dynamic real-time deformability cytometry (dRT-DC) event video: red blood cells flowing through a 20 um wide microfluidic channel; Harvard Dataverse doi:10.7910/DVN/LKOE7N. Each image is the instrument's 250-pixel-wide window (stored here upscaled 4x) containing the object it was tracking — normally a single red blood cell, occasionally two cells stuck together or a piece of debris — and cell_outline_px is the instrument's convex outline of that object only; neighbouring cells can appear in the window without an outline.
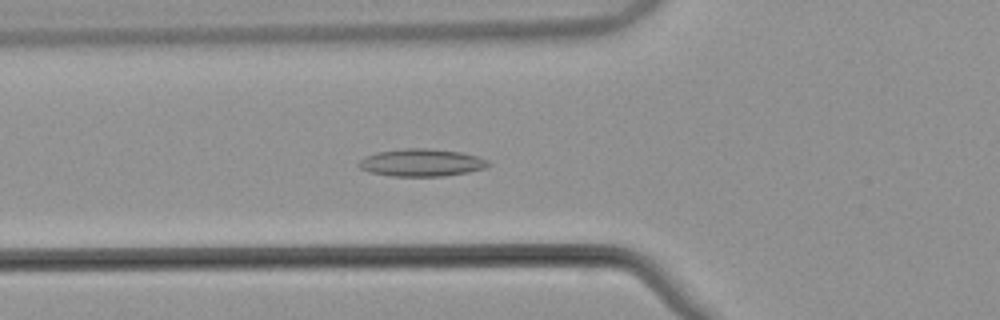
{"species": "common noctule bat (a hibernating species)", "species_latin": "Nyctalus noctula", "temperature_condition": "warm", "stored_images_in_passage": 54, "camera_frame_rate_fps": 3000, "um_per_image_px": 0.085, "animal": {"sex": "male", "body_mass_g": 21.5, "forearm_length_mm": 52.0}, "frame": {"image": 1, "passage_image": 20, "time_ms": 6.333, "image_size_px": [1000, 320], "cell_outline_px": [[492, 164], [484, 168], [468, 172], [444, 176], [392, 176], [368, 172], [360, 168], [356, 164], [364, 156], [376, 152], [404, 148], [428, 148], [460, 152], [476, 156], [488, 160]], "centroid_in_image_um": [35.79, 13.82], "position_along_channel_um": 90.0, "area_um2": 20.87}}
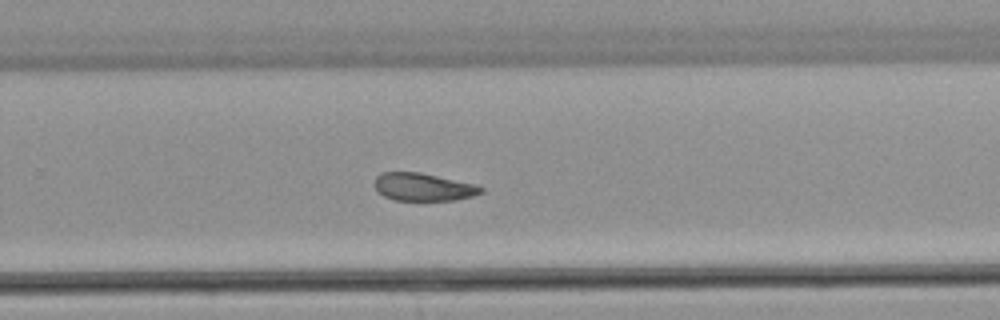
{"frame": {"image": 2, "passage_image": 36, "time_ms": 11.667, "image_size_px": [1000, 320], "cell_outline_px": [[484, 192], [472, 196], [456, 200], [396, 200], [384, 196], [376, 192], [376, 176], [380, 172], [420, 172], [476, 184], [484, 188]], "centroid_in_image_um": [35.99, 15.89], "position_along_channel_um": 293.8, "area_um2": 17.28}}
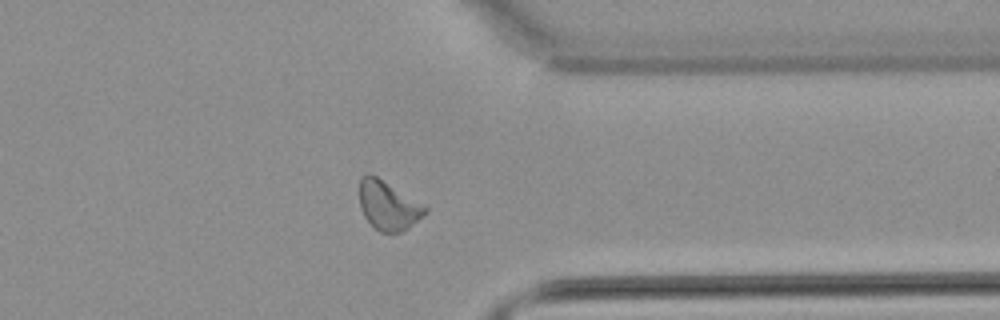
{"frame": {"image": 3, "passage_image": 43, "time_ms": 14.0, "image_size_px": [1000, 320], "cell_outline_px": [[428, 212], [408, 228], [400, 232], [380, 232], [372, 228], [364, 216], [360, 208], [360, 176], [368, 172], [376, 176], [424, 204], [428, 208]], "centroid_in_image_um": [32.99, 17.47], "position_along_channel_um": 378.4, "area_um2": 18.9}, "authors_computed_cell_mechanics": {"area_um2": 19.2763, "velocity_mm_per_s": 3.8262, "shape_relaxation_time_tau1_ms": null, "shape_relaxation_time_tau2_ms": 5.572, "deformation_change_tau1": null, "deformation_change_tau2": 0.1247}}